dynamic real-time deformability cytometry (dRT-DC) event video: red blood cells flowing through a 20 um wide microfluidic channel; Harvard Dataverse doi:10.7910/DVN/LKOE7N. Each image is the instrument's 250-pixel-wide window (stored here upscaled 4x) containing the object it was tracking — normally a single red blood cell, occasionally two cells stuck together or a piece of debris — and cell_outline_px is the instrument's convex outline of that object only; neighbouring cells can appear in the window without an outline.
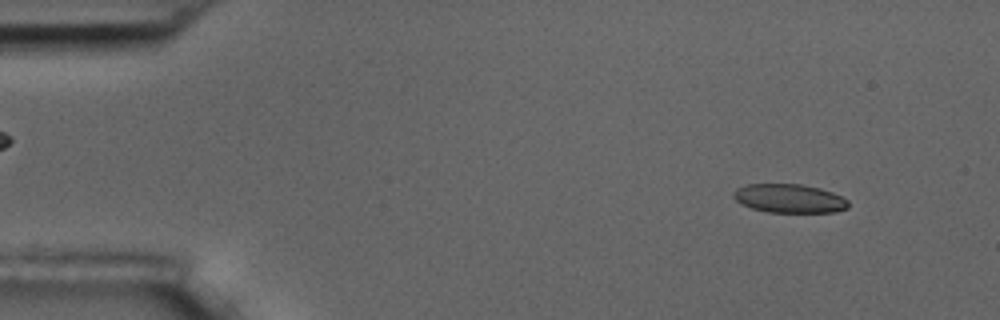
{"species": "common noctule bat (a hibernating species)", "species_latin": "Nyctalus noctula", "temperature_condition": "room temperature", "stored_images_in_passage": 5, "camera_frame_rate_fps": 3000, "um_per_image_px": 0.085, "animal": {"sex": "male", "body_mass_g": 17.5, "forearm_length_mm": 52.3}, "frame": {"image": 1, "passage_image": 2, "time_ms": 1.0, "image_size_px": [1000, 320], "cell_outline_px": [[848, 208], [836, 212], [768, 212], [752, 208], [736, 200], [732, 196], [732, 192], [736, 188], [748, 184], [800, 184], [820, 188], [832, 192], [848, 200]], "centroid_in_image_um": [67.09, 16.86], "position_along_channel_um": 17.9, "area_um2": 19.19}}
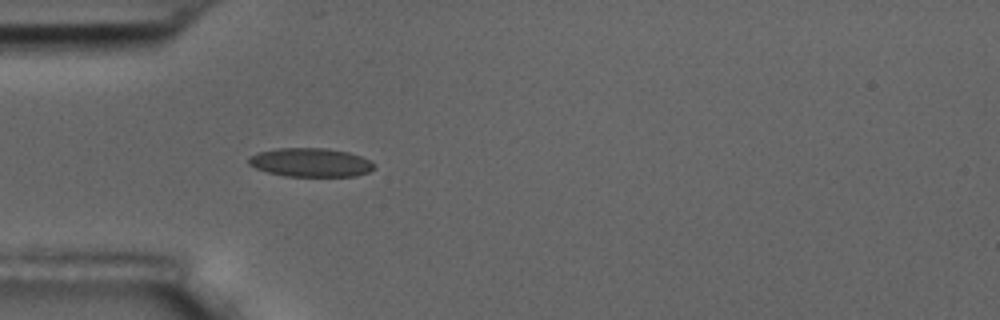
{"frame": {"image": 2, "passage_image": 5, "time_ms": 4.667, "image_size_px": [1000, 320], "cell_outline_px": [[376, 168], [368, 172], [356, 176], [284, 176], [268, 172], [256, 168], [248, 164], [248, 156], [256, 152], [276, 148], [328, 148], [348, 152], [372, 160], [376, 164]], "centroid_in_image_um": [26.41, 13.8], "position_along_channel_um": 58.6, "area_um2": 21.33}}